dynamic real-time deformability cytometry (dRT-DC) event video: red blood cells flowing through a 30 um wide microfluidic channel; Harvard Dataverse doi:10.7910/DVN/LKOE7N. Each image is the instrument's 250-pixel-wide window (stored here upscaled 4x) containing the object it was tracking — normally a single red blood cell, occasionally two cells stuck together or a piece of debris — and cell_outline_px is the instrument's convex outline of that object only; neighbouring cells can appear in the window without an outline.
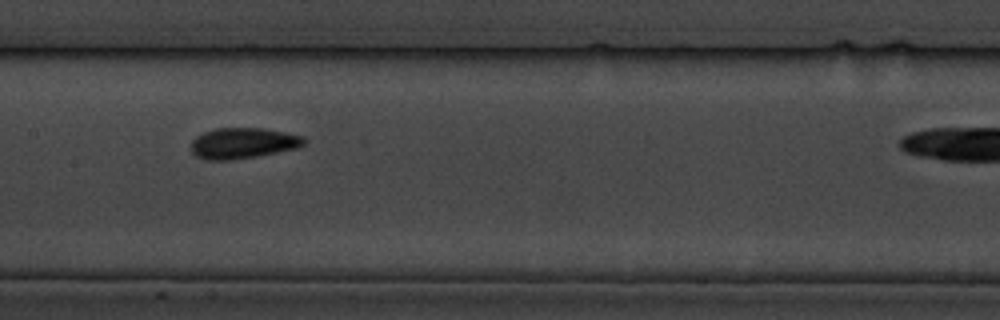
{"species": "common noctule bat (a hibernating species)", "species_latin": "Nyctalus noctula", "temperature_condition": "cold", "stored_images_in_passage": 19, "camera_frame_rate_fps": 3000, "um_per_image_px": 0.085, "animal": {"sex": "male", "body_mass_g": 19.5, "forearm_length_mm": 54.6}, "frame": {"image": 1, "passage_image": 11, "time_ms": 12.0, "image_size_px": [1000, 320], "cell_outline_px": [[308, 140], [304, 144], [296, 148], [256, 156], [232, 160], [204, 160], [196, 156], [192, 152], [192, 140], [196, 136], [204, 132], [216, 128], [264, 128], [304, 136]], "centroid_in_image_um": [20.65, 12.16], "position_along_channel_um": 186.8, "area_um2": 20.29}}
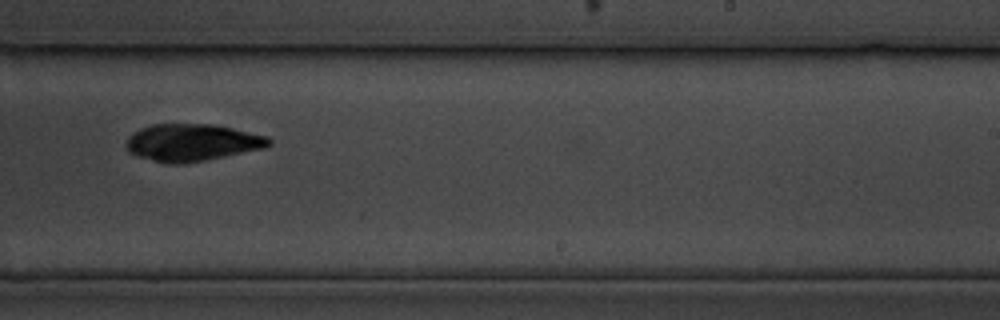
{"frame": {"image": 2, "passage_image": 14, "time_ms": 16.333, "image_size_px": [1000, 320], "cell_outline_px": [[272, 144], [264, 148], [184, 164], [168, 164], [136, 156], [128, 152], [124, 144], [128, 136], [132, 132], [140, 128], [152, 124], [216, 124], [268, 136], [272, 140]], "centroid_in_image_um": [16.29, 12.11], "position_along_channel_um": 272.7, "area_um2": 31.21}}
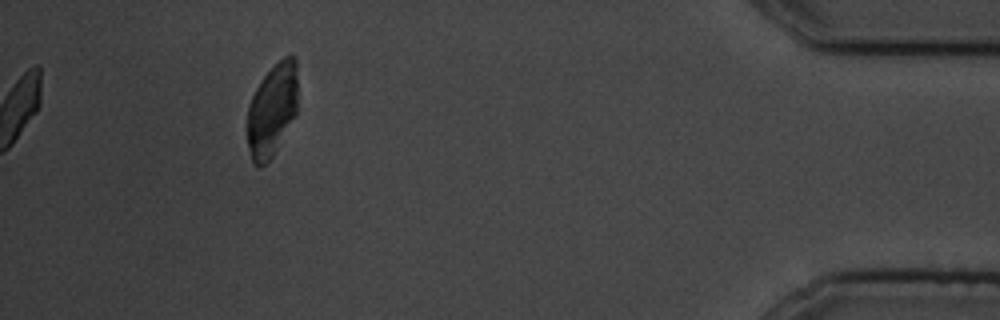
{"frame": {"image": 3, "passage_image": 19, "time_ms": 22.0, "image_size_px": [1000, 320], "cell_outline_px": [[296, 112], [272, 156], [264, 164], [252, 164], [248, 148], [248, 104], [260, 80], [284, 56], [292, 52], [296, 56]], "centroid_in_image_um": [23.11, 9.3], "position_along_channel_um": 412.1, "area_um2": 26.76}, "authors_computed_cell_mechanics": {"area_um2": 19.8254, "velocity_mm_per_s": 3.4434, "shape_relaxation_time_tau1_ms": 0.8198, "shape_relaxation_time_tau2_ms": null, "deformation_change_tau1": 0.072, "deformation_change_tau2": null}}